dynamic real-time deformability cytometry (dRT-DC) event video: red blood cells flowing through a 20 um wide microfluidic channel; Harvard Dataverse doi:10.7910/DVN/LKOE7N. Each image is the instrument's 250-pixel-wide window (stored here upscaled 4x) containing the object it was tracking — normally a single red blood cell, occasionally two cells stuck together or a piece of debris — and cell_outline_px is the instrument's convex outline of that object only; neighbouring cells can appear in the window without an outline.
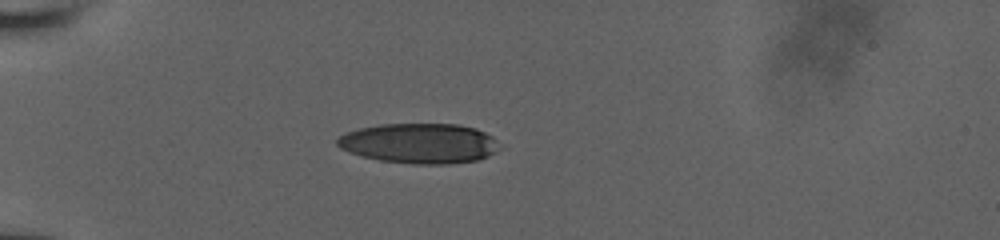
{"species": "human", "species_latin": "Homo sapiens", "temperature_condition": "room temperature", "stored_images_in_passage": 6, "camera_frame_rate_fps": 3000, "um_per_image_px": 0.085, "donor": {"sex": "male"}, "frame": {"image": 1, "passage_image": 1, "time_ms": 0.0, "image_size_px": [1000, 240], "cell_outline_px": [[500, 148], [496, 152], [488, 156], [476, 160], [448, 164], [416, 164], [380, 160], [348, 152], [340, 148], [336, 144], [336, 140], [344, 132], [360, 128], [380, 124], [460, 124], [476, 128], [492, 136]], "centroid_in_image_um": [35.64, 12.18], "position_along_channel_um": 49.4, "area_um2": 37.92}}
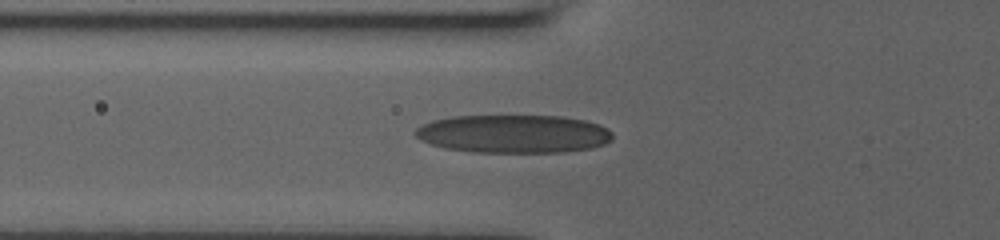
{"frame": {"image": 2, "passage_image": 5, "time_ms": 1.667, "image_size_px": [1000, 240], "cell_outline_px": [[612, 140], [604, 144], [592, 148], [564, 152], [472, 152], [444, 148], [432, 144], [416, 136], [416, 128], [432, 120], [452, 116], [560, 116], [584, 120], [600, 124], [608, 128], [612, 132]], "centroid_in_image_um": [43.7, 11.38], "position_along_channel_um": 82.1, "area_um2": 43.93}}